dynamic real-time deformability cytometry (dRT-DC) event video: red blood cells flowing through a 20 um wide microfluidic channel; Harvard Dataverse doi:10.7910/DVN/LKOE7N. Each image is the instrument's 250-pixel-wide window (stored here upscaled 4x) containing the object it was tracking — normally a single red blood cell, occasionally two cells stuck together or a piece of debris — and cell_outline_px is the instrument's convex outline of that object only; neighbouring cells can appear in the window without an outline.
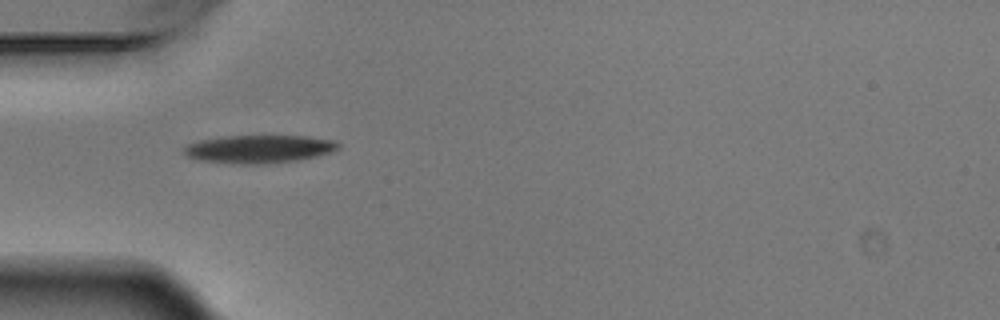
{"species": "Egyptian fruit bat (a non-hibernating species)", "species_latin": "Rousettus aegyptiacus", "temperature_condition": "warm", "stored_images_in_passage": 4, "camera_frame_rate_fps": 3000, "um_per_image_px": 0.085, "animal": {"sex": "male"}, "frame": {"image": 1, "passage_image": 3, "time_ms": 0.667, "image_size_px": [1000, 320], "cell_outline_px": [[340, 148], [332, 152], [316, 156], [296, 160], [244, 164], [200, 160], [188, 156], [184, 152], [184, 148], [188, 144], [200, 140], [220, 136], [304, 136], [332, 140], [340, 144]], "centroid_in_image_um": [22.02, 12.65], "position_along_channel_um": 63.0, "area_um2": 24.68}}
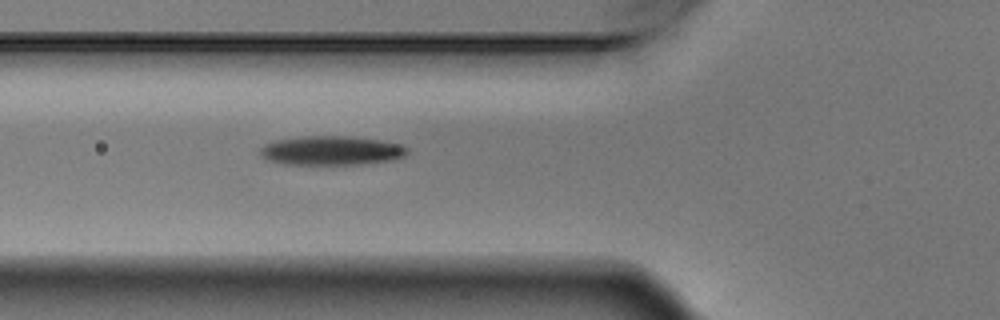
{"frame": {"image": 2, "passage_image": 4, "time_ms": 1.0, "image_size_px": [1000, 320], "cell_outline_px": [[408, 152], [404, 156], [392, 160], [360, 164], [284, 164], [272, 160], [264, 156], [260, 152], [260, 148], [264, 144], [276, 140], [300, 136], [348, 136], [380, 140], [400, 144], [408, 148]], "centroid_in_image_um": [28.19, 12.79], "position_along_channel_um": 97.6, "area_um2": 24.8}}